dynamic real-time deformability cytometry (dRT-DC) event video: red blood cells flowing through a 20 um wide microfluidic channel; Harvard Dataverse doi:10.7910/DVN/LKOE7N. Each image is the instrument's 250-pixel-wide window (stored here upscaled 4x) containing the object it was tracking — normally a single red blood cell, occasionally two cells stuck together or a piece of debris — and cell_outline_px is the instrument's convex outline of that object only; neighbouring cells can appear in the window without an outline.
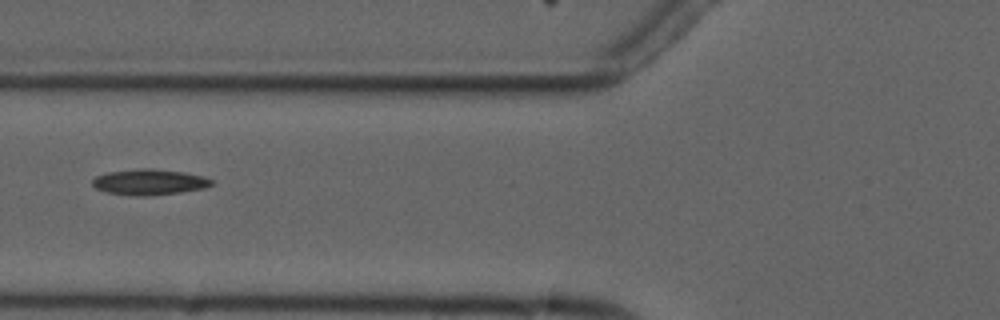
{"species": "common noctule bat (a hibernating species)", "species_latin": "Nyctalus noctula", "temperature_condition": "cold", "stored_images_in_passage": 8, "camera_frame_rate_fps": 3000, "um_per_image_px": 0.085, "animal": {"sex": "male", "forearm_length_mm": 52.5}, "frame": {"image": 1, "passage_image": 6, "time_ms": 6.0, "image_size_px": [1000, 320], "cell_outline_px": [[216, 180], [212, 184], [204, 188], [180, 192], [144, 196], [136, 196], [108, 192], [96, 188], [92, 184], [92, 180], [96, 176], [108, 172], [140, 168], [152, 168], [184, 172], [204, 176]], "centroid_in_image_um": [12.73, 15.46], "position_along_channel_um": 113.1, "area_um2": 17.86}}
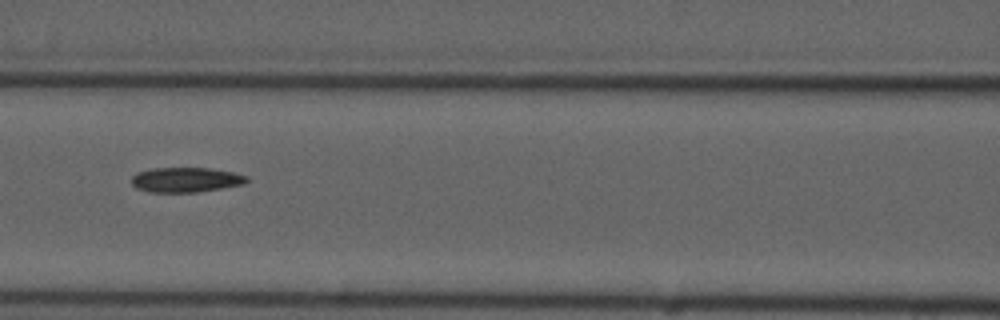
{"frame": {"image": 2, "passage_image": 7, "time_ms": 7.0, "image_size_px": [1000, 320], "cell_outline_px": [[248, 180], [244, 184], [196, 192], [148, 192], [136, 188], [132, 184], [132, 176], [136, 172], [152, 168], [208, 168], [232, 172], [248, 176]], "centroid_in_image_um": [15.76, 15.28], "position_along_channel_um": 150.8, "area_um2": 16.65}}
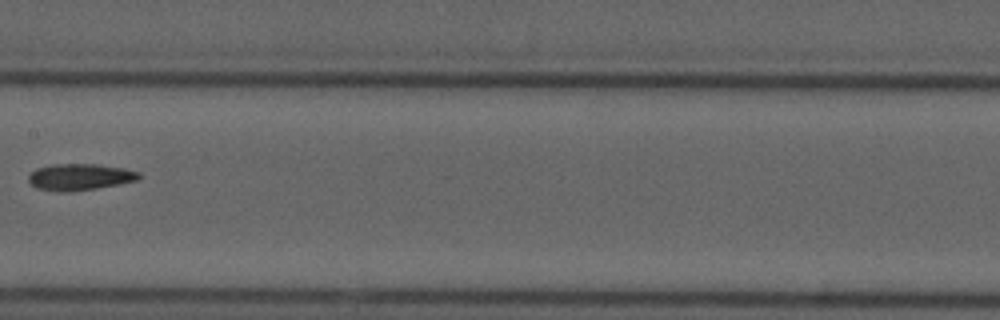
{"frame": {"image": 3, "passage_image": 8, "time_ms": 8.333, "image_size_px": [1000, 320], "cell_outline_px": [[140, 180], [120, 184], [72, 192], [60, 192], [36, 188], [28, 180], [28, 176], [36, 168], [52, 164], [96, 164], [124, 168], [140, 172]], "centroid_in_image_um": [6.8, 15.04], "position_along_channel_um": 200.6, "area_um2": 17.22}}